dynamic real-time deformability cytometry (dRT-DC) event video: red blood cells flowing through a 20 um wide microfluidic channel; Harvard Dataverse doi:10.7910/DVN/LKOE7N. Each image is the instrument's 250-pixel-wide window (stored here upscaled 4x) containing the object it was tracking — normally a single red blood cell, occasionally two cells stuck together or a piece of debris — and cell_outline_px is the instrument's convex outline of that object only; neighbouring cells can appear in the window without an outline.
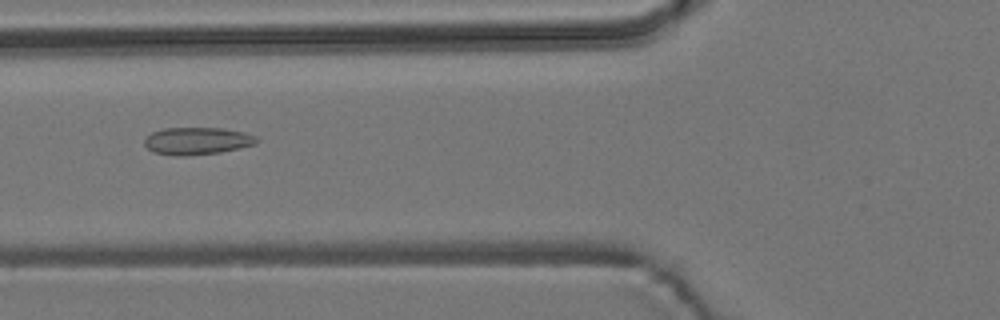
{"species": "common noctule bat (a hibernating species)", "species_latin": "Nyctalus noctula", "temperature_condition": "room temperature", "stored_images_in_passage": 5, "camera_frame_rate_fps": 3000, "um_per_image_px": 0.085, "animal": {"sex": "male", "body_mass_g": 19.2, "forearm_length_mm": 51.8}, "frame": {"image": 1, "passage_image": 2, "time_ms": 0.333, "image_size_px": [1000, 320], "cell_outline_px": [[260, 140], [256, 144], [240, 148], [220, 152], [184, 156], [176, 156], [152, 152], [144, 144], [144, 140], [152, 132], [164, 128], [224, 128], [244, 132], [256, 136]], "centroid_in_image_um": [16.78, 11.98], "position_along_channel_um": 109.0, "area_um2": 17.98}}
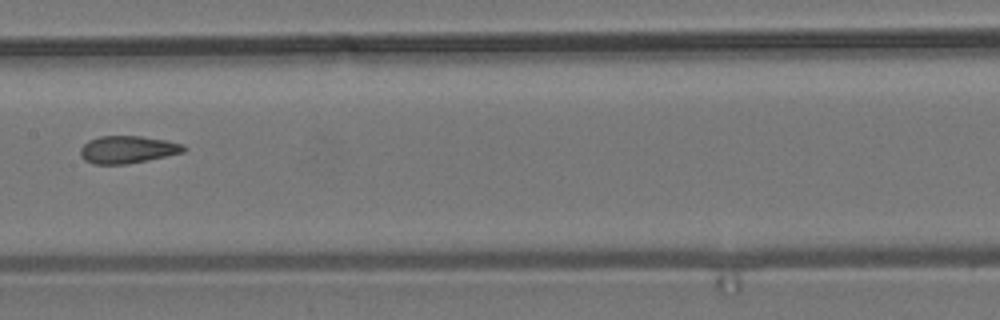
{"frame": {"image": 2, "passage_image": 4, "time_ms": 1.0, "image_size_px": [1000, 320], "cell_outline_px": [[188, 148], [184, 152], [148, 160], [128, 164], [92, 164], [84, 160], [80, 156], [80, 148], [88, 140], [100, 136], [140, 136], [168, 140], [184, 144]], "centroid_in_image_um": [10.85, 12.71], "position_along_channel_um": 196.5, "area_um2": 16.76}}
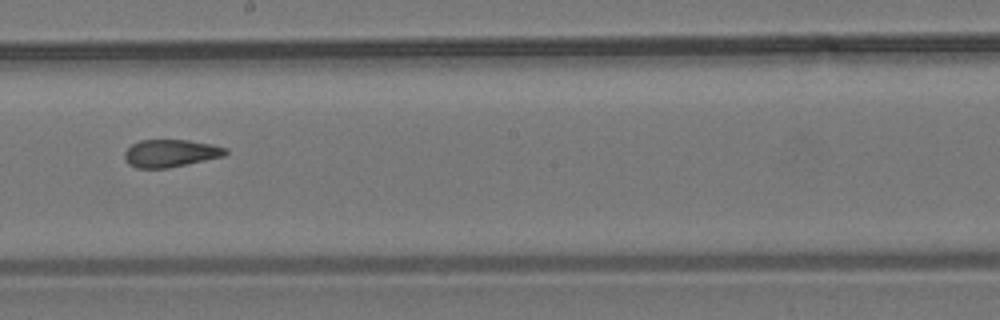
{"frame": {"image": 3, "passage_image": 5, "time_ms": 1.333, "image_size_px": [1000, 320], "cell_outline_px": [[228, 152], [224, 156], [168, 168], [136, 168], [128, 164], [124, 156], [124, 152], [132, 144], [140, 140], [188, 140], [212, 144], [228, 148]], "centroid_in_image_um": [14.5, 13.02], "position_along_channel_um": 233.7, "area_um2": 16.24}}